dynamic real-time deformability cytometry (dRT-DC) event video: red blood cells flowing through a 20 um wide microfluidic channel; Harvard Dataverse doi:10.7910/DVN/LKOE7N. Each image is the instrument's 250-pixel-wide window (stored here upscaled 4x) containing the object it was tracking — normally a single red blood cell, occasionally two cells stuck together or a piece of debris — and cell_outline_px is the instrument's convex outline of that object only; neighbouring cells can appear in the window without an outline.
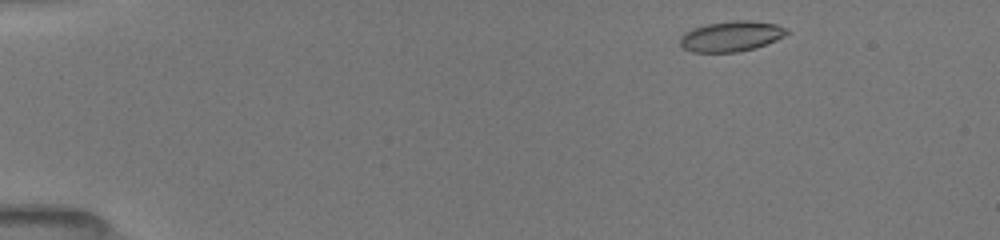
{"species": "common noctule bat (a hibernating species)", "species_latin": "Nyctalus noctula", "temperature_condition": "room temperature", "stored_images_in_passage": 18, "camera_frame_rate_fps": 3000, "um_per_image_px": 0.085, "animal": {"sex": "female", "body_mass_g": 19.5, "forearm_length_mm": 54.1}, "frame": {"image": 1, "passage_image": 2, "time_ms": 0.333, "image_size_px": [1000, 240], "cell_outline_px": [[788, 32], [784, 36], [776, 40], [756, 48], [736, 52], [692, 52], [684, 48], [680, 44], [680, 36], [684, 32], [692, 28], [708, 24], [732, 20], [752, 20], [776, 24], [788, 28]], "centroid_in_image_um": [62.16, 3.07], "position_along_channel_um": 22.8, "area_um2": 19.02}}
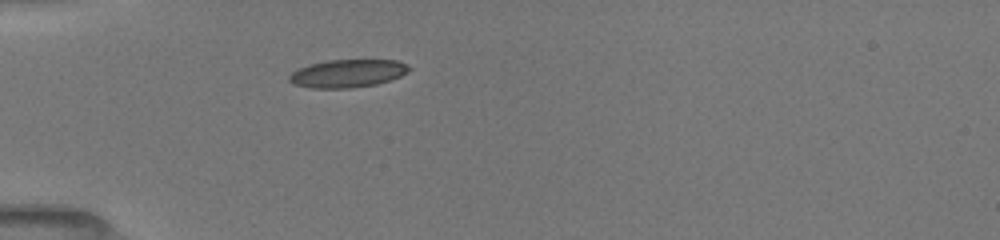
{"frame": {"image": 2, "passage_image": 12, "time_ms": 3.333, "image_size_px": [1000, 240], "cell_outline_px": [[412, 68], [408, 72], [400, 76], [376, 84], [352, 88], [312, 88], [292, 84], [288, 80], [288, 76], [292, 72], [300, 68], [312, 64], [328, 60], [396, 60], [408, 64]], "centroid_in_image_um": [29.55, 6.24], "position_along_channel_um": 55.4, "area_um2": 19.48}}
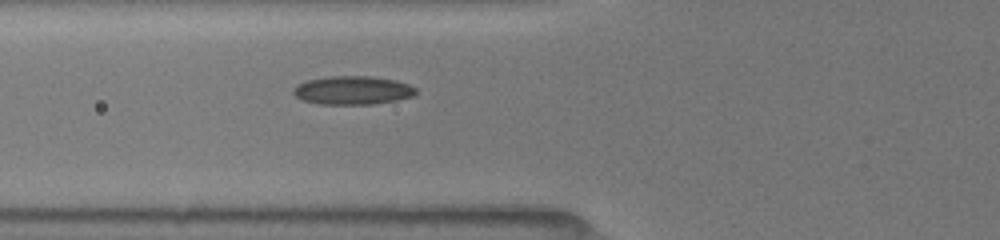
{"frame": {"image": 3, "passage_image": 16, "time_ms": 4.667, "image_size_px": [1000, 240], "cell_outline_px": [[416, 92], [412, 96], [396, 100], [372, 104], [320, 104], [300, 100], [292, 92], [292, 88], [308, 80], [332, 76], [372, 76], [396, 80], [408, 84], [416, 88]], "centroid_in_image_um": [29.96, 7.67], "position_along_channel_um": 95.8, "area_um2": 20.29}}